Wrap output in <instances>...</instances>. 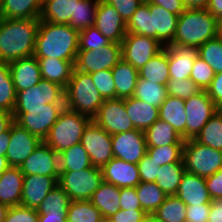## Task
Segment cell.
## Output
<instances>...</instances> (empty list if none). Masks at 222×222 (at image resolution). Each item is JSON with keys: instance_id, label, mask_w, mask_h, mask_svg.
<instances>
[{"instance_id": "obj_1", "label": "cell", "mask_w": 222, "mask_h": 222, "mask_svg": "<svg viewBox=\"0 0 222 222\" xmlns=\"http://www.w3.org/2000/svg\"><path fill=\"white\" fill-rule=\"evenodd\" d=\"M179 16L146 0L127 23V33L152 37L164 47L172 44Z\"/></svg>"}, {"instance_id": "obj_2", "label": "cell", "mask_w": 222, "mask_h": 222, "mask_svg": "<svg viewBox=\"0 0 222 222\" xmlns=\"http://www.w3.org/2000/svg\"><path fill=\"white\" fill-rule=\"evenodd\" d=\"M40 18H0V61L10 63L34 56Z\"/></svg>"}, {"instance_id": "obj_3", "label": "cell", "mask_w": 222, "mask_h": 222, "mask_svg": "<svg viewBox=\"0 0 222 222\" xmlns=\"http://www.w3.org/2000/svg\"><path fill=\"white\" fill-rule=\"evenodd\" d=\"M79 50V31L69 24L39 21L34 56L76 60Z\"/></svg>"}, {"instance_id": "obj_4", "label": "cell", "mask_w": 222, "mask_h": 222, "mask_svg": "<svg viewBox=\"0 0 222 222\" xmlns=\"http://www.w3.org/2000/svg\"><path fill=\"white\" fill-rule=\"evenodd\" d=\"M220 34V21L207 9H186L179 15L172 44L199 47Z\"/></svg>"}, {"instance_id": "obj_5", "label": "cell", "mask_w": 222, "mask_h": 222, "mask_svg": "<svg viewBox=\"0 0 222 222\" xmlns=\"http://www.w3.org/2000/svg\"><path fill=\"white\" fill-rule=\"evenodd\" d=\"M104 101L90 73L74 69L65 88V107L93 119Z\"/></svg>"}, {"instance_id": "obj_6", "label": "cell", "mask_w": 222, "mask_h": 222, "mask_svg": "<svg viewBox=\"0 0 222 222\" xmlns=\"http://www.w3.org/2000/svg\"><path fill=\"white\" fill-rule=\"evenodd\" d=\"M91 121V118L65 107L44 142L59 154L81 142L84 130Z\"/></svg>"}, {"instance_id": "obj_7", "label": "cell", "mask_w": 222, "mask_h": 222, "mask_svg": "<svg viewBox=\"0 0 222 222\" xmlns=\"http://www.w3.org/2000/svg\"><path fill=\"white\" fill-rule=\"evenodd\" d=\"M37 108H65V89L41 79L37 85L17 92L12 113H28V109Z\"/></svg>"}, {"instance_id": "obj_8", "label": "cell", "mask_w": 222, "mask_h": 222, "mask_svg": "<svg viewBox=\"0 0 222 222\" xmlns=\"http://www.w3.org/2000/svg\"><path fill=\"white\" fill-rule=\"evenodd\" d=\"M182 159L186 172L200 177L212 176L222 169V151L202 145L195 139L185 140Z\"/></svg>"}, {"instance_id": "obj_9", "label": "cell", "mask_w": 222, "mask_h": 222, "mask_svg": "<svg viewBox=\"0 0 222 222\" xmlns=\"http://www.w3.org/2000/svg\"><path fill=\"white\" fill-rule=\"evenodd\" d=\"M102 182V170L95 166L80 171L60 172L58 179V185L72 201L90 200Z\"/></svg>"}, {"instance_id": "obj_10", "label": "cell", "mask_w": 222, "mask_h": 222, "mask_svg": "<svg viewBox=\"0 0 222 222\" xmlns=\"http://www.w3.org/2000/svg\"><path fill=\"white\" fill-rule=\"evenodd\" d=\"M121 59V43L110 42L96 50L78 51L74 66L78 71L94 73L101 70H112Z\"/></svg>"}, {"instance_id": "obj_11", "label": "cell", "mask_w": 222, "mask_h": 222, "mask_svg": "<svg viewBox=\"0 0 222 222\" xmlns=\"http://www.w3.org/2000/svg\"><path fill=\"white\" fill-rule=\"evenodd\" d=\"M185 102L186 140L195 139L206 125L208 120L220 109L208 96L206 90H202Z\"/></svg>"}, {"instance_id": "obj_12", "label": "cell", "mask_w": 222, "mask_h": 222, "mask_svg": "<svg viewBox=\"0 0 222 222\" xmlns=\"http://www.w3.org/2000/svg\"><path fill=\"white\" fill-rule=\"evenodd\" d=\"M121 45L122 58L137 70L164 49L158 40L133 33H126Z\"/></svg>"}, {"instance_id": "obj_13", "label": "cell", "mask_w": 222, "mask_h": 222, "mask_svg": "<svg viewBox=\"0 0 222 222\" xmlns=\"http://www.w3.org/2000/svg\"><path fill=\"white\" fill-rule=\"evenodd\" d=\"M80 143L89 154L91 163L95 167L102 168L114 158L111 135L93 120L85 128Z\"/></svg>"}, {"instance_id": "obj_14", "label": "cell", "mask_w": 222, "mask_h": 222, "mask_svg": "<svg viewBox=\"0 0 222 222\" xmlns=\"http://www.w3.org/2000/svg\"><path fill=\"white\" fill-rule=\"evenodd\" d=\"M92 120L110 135L135 129L127 115L125 99L105 100Z\"/></svg>"}, {"instance_id": "obj_15", "label": "cell", "mask_w": 222, "mask_h": 222, "mask_svg": "<svg viewBox=\"0 0 222 222\" xmlns=\"http://www.w3.org/2000/svg\"><path fill=\"white\" fill-rule=\"evenodd\" d=\"M112 151L116 158L125 162L135 163L145 156L147 144L144 131L133 129L131 131L111 135Z\"/></svg>"}, {"instance_id": "obj_16", "label": "cell", "mask_w": 222, "mask_h": 222, "mask_svg": "<svg viewBox=\"0 0 222 222\" xmlns=\"http://www.w3.org/2000/svg\"><path fill=\"white\" fill-rule=\"evenodd\" d=\"M19 169L24 175L59 177V154L42 141Z\"/></svg>"}, {"instance_id": "obj_17", "label": "cell", "mask_w": 222, "mask_h": 222, "mask_svg": "<svg viewBox=\"0 0 222 222\" xmlns=\"http://www.w3.org/2000/svg\"><path fill=\"white\" fill-rule=\"evenodd\" d=\"M64 108L28 109V113H12L14 121L44 141Z\"/></svg>"}, {"instance_id": "obj_18", "label": "cell", "mask_w": 222, "mask_h": 222, "mask_svg": "<svg viewBox=\"0 0 222 222\" xmlns=\"http://www.w3.org/2000/svg\"><path fill=\"white\" fill-rule=\"evenodd\" d=\"M41 142L38 137L14 121L11 124L10 142L6 153L9 165L19 167Z\"/></svg>"}, {"instance_id": "obj_19", "label": "cell", "mask_w": 222, "mask_h": 222, "mask_svg": "<svg viewBox=\"0 0 222 222\" xmlns=\"http://www.w3.org/2000/svg\"><path fill=\"white\" fill-rule=\"evenodd\" d=\"M94 26L110 42L121 43L127 33V24L116 9L99 0Z\"/></svg>"}, {"instance_id": "obj_20", "label": "cell", "mask_w": 222, "mask_h": 222, "mask_svg": "<svg viewBox=\"0 0 222 222\" xmlns=\"http://www.w3.org/2000/svg\"><path fill=\"white\" fill-rule=\"evenodd\" d=\"M168 66L170 79L190 78L195 58L198 56V47L183 44H168Z\"/></svg>"}, {"instance_id": "obj_21", "label": "cell", "mask_w": 222, "mask_h": 222, "mask_svg": "<svg viewBox=\"0 0 222 222\" xmlns=\"http://www.w3.org/2000/svg\"><path fill=\"white\" fill-rule=\"evenodd\" d=\"M103 181L119 188L136 187L140 182L138 164L112 158L102 168Z\"/></svg>"}, {"instance_id": "obj_22", "label": "cell", "mask_w": 222, "mask_h": 222, "mask_svg": "<svg viewBox=\"0 0 222 222\" xmlns=\"http://www.w3.org/2000/svg\"><path fill=\"white\" fill-rule=\"evenodd\" d=\"M59 177L24 175L21 205L37 209L48 193L58 185Z\"/></svg>"}, {"instance_id": "obj_23", "label": "cell", "mask_w": 222, "mask_h": 222, "mask_svg": "<svg viewBox=\"0 0 222 222\" xmlns=\"http://www.w3.org/2000/svg\"><path fill=\"white\" fill-rule=\"evenodd\" d=\"M9 70L16 93L37 85L42 79L39 63L35 56L24 57L10 62Z\"/></svg>"}, {"instance_id": "obj_24", "label": "cell", "mask_w": 222, "mask_h": 222, "mask_svg": "<svg viewBox=\"0 0 222 222\" xmlns=\"http://www.w3.org/2000/svg\"><path fill=\"white\" fill-rule=\"evenodd\" d=\"M186 205L211 203L204 177L186 172L183 174L176 193Z\"/></svg>"}, {"instance_id": "obj_25", "label": "cell", "mask_w": 222, "mask_h": 222, "mask_svg": "<svg viewBox=\"0 0 222 222\" xmlns=\"http://www.w3.org/2000/svg\"><path fill=\"white\" fill-rule=\"evenodd\" d=\"M24 174L10 166L0 176V203L9 207L21 205Z\"/></svg>"}, {"instance_id": "obj_26", "label": "cell", "mask_w": 222, "mask_h": 222, "mask_svg": "<svg viewBox=\"0 0 222 222\" xmlns=\"http://www.w3.org/2000/svg\"><path fill=\"white\" fill-rule=\"evenodd\" d=\"M42 79L59 84L64 89L67 87L75 69V60L58 58H37Z\"/></svg>"}, {"instance_id": "obj_27", "label": "cell", "mask_w": 222, "mask_h": 222, "mask_svg": "<svg viewBox=\"0 0 222 222\" xmlns=\"http://www.w3.org/2000/svg\"><path fill=\"white\" fill-rule=\"evenodd\" d=\"M159 119L169 123L186 140L187 116L183 99L168 95L159 107Z\"/></svg>"}, {"instance_id": "obj_28", "label": "cell", "mask_w": 222, "mask_h": 222, "mask_svg": "<svg viewBox=\"0 0 222 222\" xmlns=\"http://www.w3.org/2000/svg\"><path fill=\"white\" fill-rule=\"evenodd\" d=\"M125 109L135 129L145 131L159 119V108L135 97L125 98Z\"/></svg>"}, {"instance_id": "obj_29", "label": "cell", "mask_w": 222, "mask_h": 222, "mask_svg": "<svg viewBox=\"0 0 222 222\" xmlns=\"http://www.w3.org/2000/svg\"><path fill=\"white\" fill-rule=\"evenodd\" d=\"M43 0H0V18H40Z\"/></svg>"}, {"instance_id": "obj_30", "label": "cell", "mask_w": 222, "mask_h": 222, "mask_svg": "<svg viewBox=\"0 0 222 222\" xmlns=\"http://www.w3.org/2000/svg\"><path fill=\"white\" fill-rule=\"evenodd\" d=\"M116 98L125 99L132 97L139 78V70L123 58L112 69Z\"/></svg>"}, {"instance_id": "obj_31", "label": "cell", "mask_w": 222, "mask_h": 222, "mask_svg": "<svg viewBox=\"0 0 222 222\" xmlns=\"http://www.w3.org/2000/svg\"><path fill=\"white\" fill-rule=\"evenodd\" d=\"M79 0H43L40 21L69 24L75 18Z\"/></svg>"}, {"instance_id": "obj_32", "label": "cell", "mask_w": 222, "mask_h": 222, "mask_svg": "<svg viewBox=\"0 0 222 222\" xmlns=\"http://www.w3.org/2000/svg\"><path fill=\"white\" fill-rule=\"evenodd\" d=\"M147 147L184 145L185 140L167 122L160 119L144 131Z\"/></svg>"}, {"instance_id": "obj_33", "label": "cell", "mask_w": 222, "mask_h": 222, "mask_svg": "<svg viewBox=\"0 0 222 222\" xmlns=\"http://www.w3.org/2000/svg\"><path fill=\"white\" fill-rule=\"evenodd\" d=\"M90 201L100 210L102 216L110 217L120 210V188L103 181Z\"/></svg>"}, {"instance_id": "obj_34", "label": "cell", "mask_w": 222, "mask_h": 222, "mask_svg": "<svg viewBox=\"0 0 222 222\" xmlns=\"http://www.w3.org/2000/svg\"><path fill=\"white\" fill-rule=\"evenodd\" d=\"M139 77L161 85L169 81L168 51L166 47L149 60L140 70Z\"/></svg>"}, {"instance_id": "obj_35", "label": "cell", "mask_w": 222, "mask_h": 222, "mask_svg": "<svg viewBox=\"0 0 222 222\" xmlns=\"http://www.w3.org/2000/svg\"><path fill=\"white\" fill-rule=\"evenodd\" d=\"M185 171L183 159L180 162L160 166L155 183L167 196L176 195Z\"/></svg>"}, {"instance_id": "obj_36", "label": "cell", "mask_w": 222, "mask_h": 222, "mask_svg": "<svg viewBox=\"0 0 222 222\" xmlns=\"http://www.w3.org/2000/svg\"><path fill=\"white\" fill-rule=\"evenodd\" d=\"M60 172L80 171L92 167L89 154L81 143L59 153Z\"/></svg>"}, {"instance_id": "obj_37", "label": "cell", "mask_w": 222, "mask_h": 222, "mask_svg": "<svg viewBox=\"0 0 222 222\" xmlns=\"http://www.w3.org/2000/svg\"><path fill=\"white\" fill-rule=\"evenodd\" d=\"M142 209L152 215L164 202L167 195L155 182H140L136 187Z\"/></svg>"}, {"instance_id": "obj_38", "label": "cell", "mask_w": 222, "mask_h": 222, "mask_svg": "<svg viewBox=\"0 0 222 222\" xmlns=\"http://www.w3.org/2000/svg\"><path fill=\"white\" fill-rule=\"evenodd\" d=\"M202 145L222 151V109H219L195 138Z\"/></svg>"}, {"instance_id": "obj_39", "label": "cell", "mask_w": 222, "mask_h": 222, "mask_svg": "<svg viewBox=\"0 0 222 222\" xmlns=\"http://www.w3.org/2000/svg\"><path fill=\"white\" fill-rule=\"evenodd\" d=\"M167 96L165 85L138 78L133 97L159 108Z\"/></svg>"}, {"instance_id": "obj_40", "label": "cell", "mask_w": 222, "mask_h": 222, "mask_svg": "<svg viewBox=\"0 0 222 222\" xmlns=\"http://www.w3.org/2000/svg\"><path fill=\"white\" fill-rule=\"evenodd\" d=\"M186 204L176 195H168L152 214L162 222H186Z\"/></svg>"}, {"instance_id": "obj_41", "label": "cell", "mask_w": 222, "mask_h": 222, "mask_svg": "<svg viewBox=\"0 0 222 222\" xmlns=\"http://www.w3.org/2000/svg\"><path fill=\"white\" fill-rule=\"evenodd\" d=\"M70 197L59 186H55L37 207L38 214H67L71 203Z\"/></svg>"}, {"instance_id": "obj_42", "label": "cell", "mask_w": 222, "mask_h": 222, "mask_svg": "<svg viewBox=\"0 0 222 222\" xmlns=\"http://www.w3.org/2000/svg\"><path fill=\"white\" fill-rule=\"evenodd\" d=\"M16 95L9 63L0 61V109L12 113L16 103Z\"/></svg>"}, {"instance_id": "obj_43", "label": "cell", "mask_w": 222, "mask_h": 222, "mask_svg": "<svg viewBox=\"0 0 222 222\" xmlns=\"http://www.w3.org/2000/svg\"><path fill=\"white\" fill-rule=\"evenodd\" d=\"M101 217L100 210L90 200L71 201L66 220L67 222H99Z\"/></svg>"}, {"instance_id": "obj_44", "label": "cell", "mask_w": 222, "mask_h": 222, "mask_svg": "<svg viewBox=\"0 0 222 222\" xmlns=\"http://www.w3.org/2000/svg\"><path fill=\"white\" fill-rule=\"evenodd\" d=\"M98 3L99 0H79L76 4L75 18L69 22V25L78 31L93 26Z\"/></svg>"}, {"instance_id": "obj_45", "label": "cell", "mask_w": 222, "mask_h": 222, "mask_svg": "<svg viewBox=\"0 0 222 222\" xmlns=\"http://www.w3.org/2000/svg\"><path fill=\"white\" fill-rule=\"evenodd\" d=\"M198 56L207 62L215 74L222 72V34L198 47Z\"/></svg>"}, {"instance_id": "obj_46", "label": "cell", "mask_w": 222, "mask_h": 222, "mask_svg": "<svg viewBox=\"0 0 222 222\" xmlns=\"http://www.w3.org/2000/svg\"><path fill=\"white\" fill-rule=\"evenodd\" d=\"M184 145H166L159 147H147L146 153L160 166L180 162L183 158Z\"/></svg>"}, {"instance_id": "obj_47", "label": "cell", "mask_w": 222, "mask_h": 222, "mask_svg": "<svg viewBox=\"0 0 222 222\" xmlns=\"http://www.w3.org/2000/svg\"><path fill=\"white\" fill-rule=\"evenodd\" d=\"M167 94L186 100L201 92V88L190 78L187 79H169L166 84Z\"/></svg>"}, {"instance_id": "obj_48", "label": "cell", "mask_w": 222, "mask_h": 222, "mask_svg": "<svg viewBox=\"0 0 222 222\" xmlns=\"http://www.w3.org/2000/svg\"><path fill=\"white\" fill-rule=\"evenodd\" d=\"M109 43L110 41L94 25L79 31L78 51L96 50Z\"/></svg>"}, {"instance_id": "obj_49", "label": "cell", "mask_w": 222, "mask_h": 222, "mask_svg": "<svg viewBox=\"0 0 222 222\" xmlns=\"http://www.w3.org/2000/svg\"><path fill=\"white\" fill-rule=\"evenodd\" d=\"M96 89L104 100L116 99V89L112 70H101L90 73Z\"/></svg>"}, {"instance_id": "obj_50", "label": "cell", "mask_w": 222, "mask_h": 222, "mask_svg": "<svg viewBox=\"0 0 222 222\" xmlns=\"http://www.w3.org/2000/svg\"><path fill=\"white\" fill-rule=\"evenodd\" d=\"M215 77V72L211 66L205 62L202 58L197 56L192 68L190 79L197 84L201 90H206L213 78Z\"/></svg>"}, {"instance_id": "obj_51", "label": "cell", "mask_w": 222, "mask_h": 222, "mask_svg": "<svg viewBox=\"0 0 222 222\" xmlns=\"http://www.w3.org/2000/svg\"><path fill=\"white\" fill-rule=\"evenodd\" d=\"M4 222H39V214L34 208L17 205L9 208Z\"/></svg>"}, {"instance_id": "obj_52", "label": "cell", "mask_w": 222, "mask_h": 222, "mask_svg": "<svg viewBox=\"0 0 222 222\" xmlns=\"http://www.w3.org/2000/svg\"><path fill=\"white\" fill-rule=\"evenodd\" d=\"M139 176L142 182H155L160 165L146 153L138 162Z\"/></svg>"}, {"instance_id": "obj_53", "label": "cell", "mask_w": 222, "mask_h": 222, "mask_svg": "<svg viewBox=\"0 0 222 222\" xmlns=\"http://www.w3.org/2000/svg\"><path fill=\"white\" fill-rule=\"evenodd\" d=\"M113 6L127 24L144 0H103Z\"/></svg>"}, {"instance_id": "obj_54", "label": "cell", "mask_w": 222, "mask_h": 222, "mask_svg": "<svg viewBox=\"0 0 222 222\" xmlns=\"http://www.w3.org/2000/svg\"><path fill=\"white\" fill-rule=\"evenodd\" d=\"M119 205L121 210H143L135 187L120 188Z\"/></svg>"}, {"instance_id": "obj_55", "label": "cell", "mask_w": 222, "mask_h": 222, "mask_svg": "<svg viewBox=\"0 0 222 222\" xmlns=\"http://www.w3.org/2000/svg\"><path fill=\"white\" fill-rule=\"evenodd\" d=\"M211 203L186 206V222H208Z\"/></svg>"}, {"instance_id": "obj_56", "label": "cell", "mask_w": 222, "mask_h": 222, "mask_svg": "<svg viewBox=\"0 0 222 222\" xmlns=\"http://www.w3.org/2000/svg\"><path fill=\"white\" fill-rule=\"evenodd\" d=\"M147 213L144 210H119L110 218L114 222H143L147 217Z\"/></svg>"}, {"instance_id": "obj_57", "label": "cell", "mask_w": 222, "mask_h": 222, "mask_svg": "<svg viewBox=\"0 0 222 222\" xmlns=\"http://www.w3.org/2000/svg\"><path fill=\"white\" fill-rule=\"evenodd\" d=\"M206 186L211 199L222 198V169L206 177Z\"/></svg>"}, {"instance_id": "obj_58", "label": "cell", "mask_w": 222, "mask_h": 222, "mask_svg": "<svg viewBox=\"0 0 222 222\" xmlns=\"http://www.w3.org/2000/svg\"><path fill=\"white\" fill-rule=\"evenodd\" d=\"M206 92L212 101L222 109V72L215 74Z\"/></svg>"}, {"instance_id": "obj_59", "label": "cell", "mask_w": 222, "mask_h": 222, "mask_svg": "<svg viewBox=\"0 0 222 222\" xmlns=\"http://www.w3.org/2000/svg\"><path fill=\"white\" fill-rule=\"evenodd\" d=\"M146 1L150 4L161 6L178 16L186 10L183 0H146Z\"/></svg>"}, {"instance_id": "obj_60", "label": "cell", "mask_w": 222, "mask_h": 222, "mask_svg": "<svg viewBox=\"0 0 222 222\" xmlns=\"http://www.w3.org/2000/svg\"><path fill=\"white\" fill-rule=\"evenodd\" d=\"M208 222H222V198L212 199Z\"/></svg>"}, {"instance_id": "obj_61", "label": "cell", "mask_w": 222, "mask_h": 222, "mask_svg": "<svg viewBox=\"0 0 222 222\" xmlns=\"http://www.w3.org/2000/svg\"><path fill=\"white\" fill-rule=\"evenodd\" d=\"M13 122V114L0 109V133L6 131Z\"/></svg>"}, {"instance_id": "obj_62", "label": "cell", "mask_w": 222, "mask_h": 222, "mask_svg": "<svg viewBox=\"0 0 222 222\" xmlns=\"http://www.w3.org/2000/svg\"><path fill=\"white\" fill-rule=\"evenodd\" d=\"M206 9L219 21L222 19V0H210Z\"/></svg>"}, {"instance_id": "obj_63", "label": "cell", "mask_w": 222, "mask_h": 222, "mask_svg": "<svg viewBox=\"0 0 222 222\" xmlns=\"http://www.w3.org/2000/svg\"><path fill=\"white\" fill-rule=\"evenodd\" d=\"M11 126L4 132L0 133V155L6 156L9 147Z\"/></svg>"}, {"instance_id": "obj_64", "label": "cell", "mask_w": 222, "mask_h": 222, "mask_svg": "<svg viewBox=\"0 0 222 222\" xmlns=\"http://www.w3.org/2000/svg\"><path fill=\"white\" fill-rule=\"evenodd\" d=\"M67 214H39V222H67Z\"/></svg>"}, {"instance_id": "obj_65", "label": "cell", "mask_w": 222, "mask_h": 222, "mask_svg": "<svg viewBox=\"0 0 222 222\" xmlns=\"http://www.w3.org/2000/svg\"><path fill=\"white\" fill-rule=\"evenodd\" d=\"M210 0H183L186 9H206Z\"/></svg>"}, {"instance_id": "obj_66", "label": "cell", "mask_w": 222, "mask_h": 222, "mask_svg": "<svg viewBox=\"0 0 222 222\" xmlns=\"http://www.w3.org/2000/svg\"><path fill=\"white\" fill-rule=\"evenodd\" d=\"M10 167L6 156L0 155V176L3 172Z\"/></svg>"}, {"instance_id": "obj_67", "label": "cell", "mask_w": 222, "mask_h": 222, "mask_svg": "<svg viewBox=\"0 0 222 222\" xmlns=\"http://www.w3.org/2000/svg\"><path fill=\"white\" fill-rule=\"evenodd\" d=\"M9 208V206L0 203V222H4Z\"/></svg>"}, {"instance_id": "obj_68", "label": "cell", "mask_w": 222, "mask_h": 222, "mask_svg": "<svg viewBox=\"0 0 222 222\" xmlns=\"http://www.w3.org/2000/svg\"><path fill=\"white\" fill-rule=\"evenodd\" d=\"M143 222H162V221L157 219L153 215H147V217L145 218V220Z\"/></svg>"}, {"instance_id": "obj_69", "label": "cell", "mask_w": 222, "mask_h": 222, "mask_svg": "<svg viewBox=\"0 0 222 222\" xmlns=\"http://www.w3.org/2000/svg\"><path fill=\"white\" fill-rule=\"evenodd\" d=\"M99 222H114L110 217L102 216Z\"/></svg>"}, {"instance_id": "obj_70", "label": "cell", "mask_w": 222, "mask_h": 222, "mask_svg": "<svg viewBox=\"0 0 222 222\" xmlns=\"http://www.w3.org/2000/svg\"><path fill=\"white\" fill-rule=\"evenodd\" d=\"M220 33L222 34V19L220 20Z\"/></svg>"}]
</instances>
